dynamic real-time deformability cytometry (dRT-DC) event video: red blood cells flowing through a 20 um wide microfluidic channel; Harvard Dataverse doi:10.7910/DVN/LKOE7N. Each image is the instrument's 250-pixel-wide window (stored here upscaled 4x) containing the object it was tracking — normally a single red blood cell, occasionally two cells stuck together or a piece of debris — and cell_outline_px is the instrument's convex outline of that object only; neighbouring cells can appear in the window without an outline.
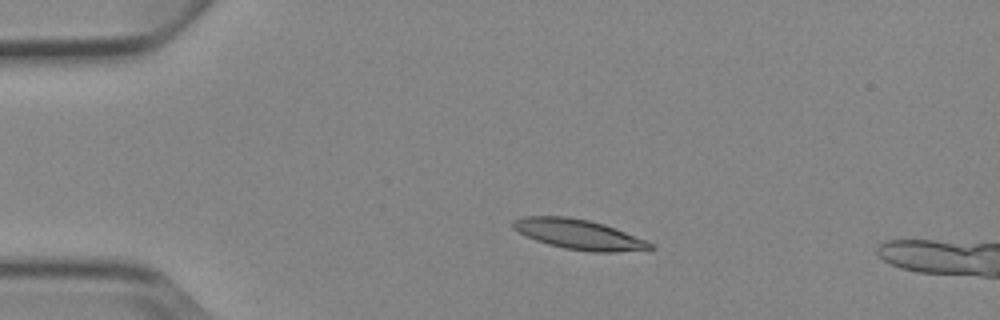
{"species": "Egyptian fruit bat (a non-hibernating species)", "species_latin": "Rousettus aegyptiacus", "temperature_condition": "cold", "stored_images_in_passage": 6, "camera_frame_rate_fps": 3000, "um_per_image_px": 0.085, "animal": {"sex": "female"}, "frame": {"image": 1, "passage_image": 4, "time_ms": 3.333, "image_size_px": [1000, 320], "cell_outline_px": [[656, 248], [616, 252], [592, 252], [564, 248], [548, 244], [536, 240], [512, 228], [512, 220], [524, 216], [564, 216], [588, 220], [604, 224], [616, 228], [648, 240]], "centroid_in_image_um": [49.22, 19.92], "position_along_channel_um": 35.8, "area_um2": 23.93}}